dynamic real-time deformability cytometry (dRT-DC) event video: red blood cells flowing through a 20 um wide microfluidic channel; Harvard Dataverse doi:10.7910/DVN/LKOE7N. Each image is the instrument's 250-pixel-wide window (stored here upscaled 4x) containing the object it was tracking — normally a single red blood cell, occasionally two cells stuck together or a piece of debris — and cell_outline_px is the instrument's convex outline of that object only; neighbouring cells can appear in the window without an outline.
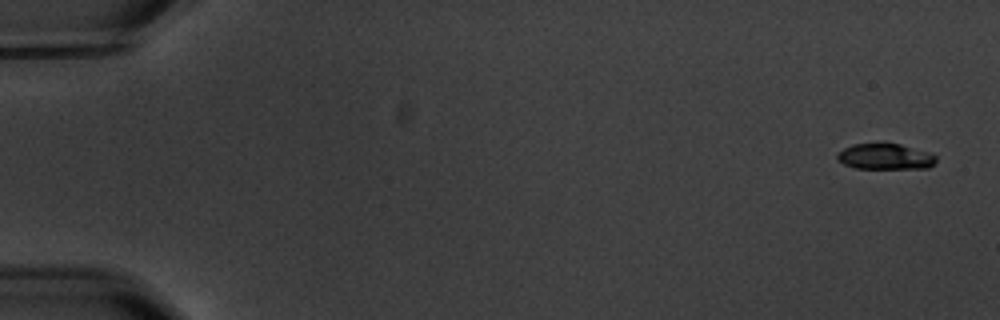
{"species": "common noctule bat (a hibernating species)", "species_latin": "Nyctalus noctula", "temperature_condition": "warm", "stored_images_in_passage": 10, "camera_frame_rate_fps": 3000, "um_per_image_px": 0.085, "animal": {"sex": "male", "body_mass_g": 20.1, "forearm_length_mm": 53.5}, "frame": {"image": 1, "passage_image": 1, "time_ms": 0.0, "image_size_px": [1000, 320], "cell_outline_px": [[936, 160], [928, 168], [856, 168], [844, 164], [836, 160], [836, 156], [844, 148], [852, 144], [880, 140], [900, 144], [928, 152], [936, 156]], "centroid_in_image_um": [75.19, 13.26], "position_along_channel_um": 9.8, "area_um2": 15.32}}
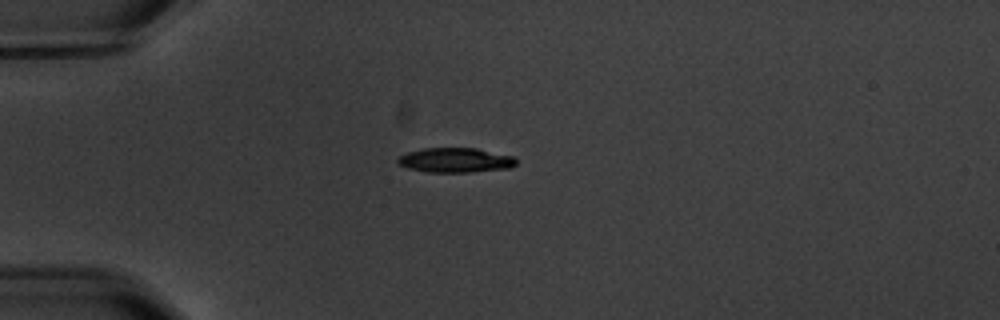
{"frame": {"image": 2, "passage_image": 5, "time_ms": 4.667, "image_size_px": [1000, 320], "cell_outline_px": [[516, 164], [512, 168], [468, 172], [424, 172], [408, 168], [396, 164], [396, 160], [400, 156], [408, 152], [424, 148], [476, 148], [512, 156], [516, 160]], "centroid_in_image_um": [38.68, 13.62], "position_along_channel_um": 46.3, "area_um2": 17.05}}
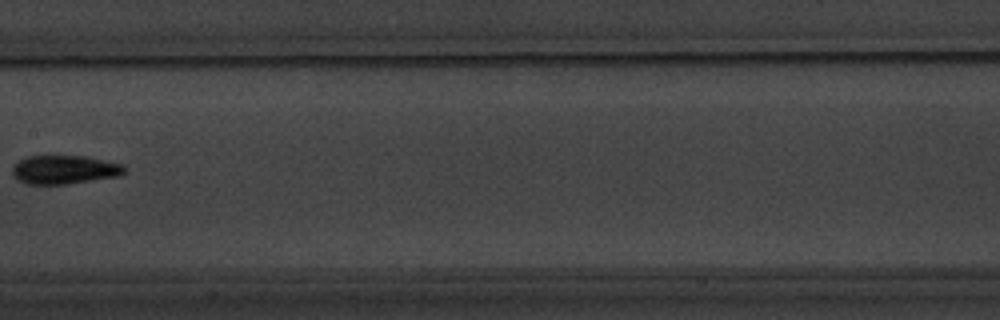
{"frame": {"image": 3, "passage_image": 9, "time_ms": 9.667, "image_size_px": [1000, 320], "cell_outline_px": [[124, 172], [120, 176], [68, 184], [28, 184], [12, 176], [12, 164], [28, 156], [84, 156], [124, 164]], "centroid_in_image_um": [5.46, 14.42], "position_along_channel_um": 201.9, "area_um2": 18.79}}